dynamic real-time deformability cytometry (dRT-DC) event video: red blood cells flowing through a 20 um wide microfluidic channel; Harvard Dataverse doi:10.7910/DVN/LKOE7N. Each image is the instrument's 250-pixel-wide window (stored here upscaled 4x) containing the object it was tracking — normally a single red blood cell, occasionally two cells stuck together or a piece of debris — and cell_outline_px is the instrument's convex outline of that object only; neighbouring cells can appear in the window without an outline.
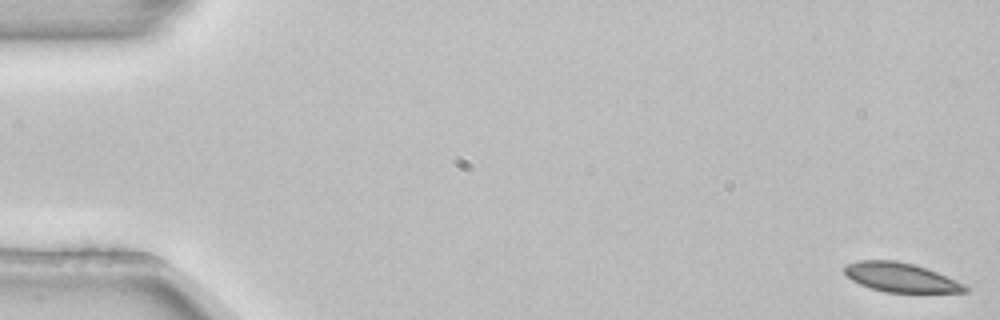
{"species": "common noctule bat (a hibernating species)", "species_latin": "Nyctalus noctula", "temperature_condition": "room temperature", "stored_images_in_passage": 3, "camera_frame_rate_fps": 3000, "um_per_image_px": 0.085, "animal": {"sex": "female", "body_mass_g": 22.7, "forearm_length_mm": 54.2}, "frame": {"image": 1, "passage_image": 1, "time_ms": 0.0, "image_size_px": [1000, 320], "cell_outline_px": [[968, 292], [884, 292], [860, 284], [852, 280], [844, 272], [844, 268], [848, 264], [856, 260], [896, 260], [912, 264], [936, 272], [964, 284], [968, 288]], "centroid_in_image_um": [76.54, 23.57], "position_along_channel_um": 8.5, "area_um2": 20.17}}